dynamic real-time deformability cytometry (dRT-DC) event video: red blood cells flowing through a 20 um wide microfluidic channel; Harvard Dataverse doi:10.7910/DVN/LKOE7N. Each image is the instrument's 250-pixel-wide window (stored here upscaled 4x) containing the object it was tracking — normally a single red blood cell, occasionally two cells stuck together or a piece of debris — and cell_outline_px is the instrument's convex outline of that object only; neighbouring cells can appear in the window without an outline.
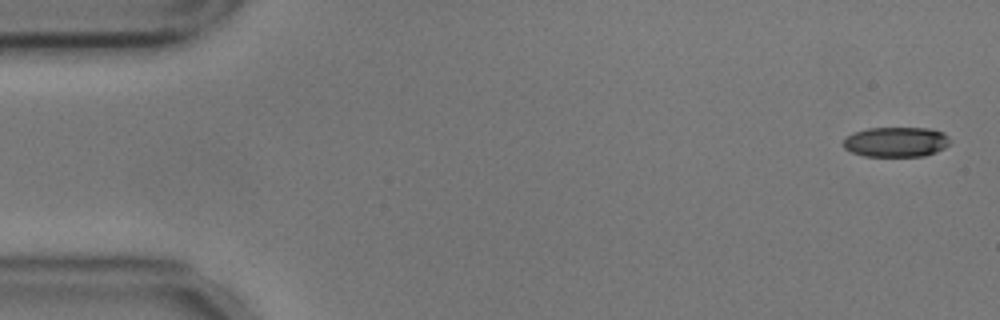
{"species": "common noctule bat (a hibernating species)", "species_latin": "Nyctalus noctula", "temperature_condition": "cold", "stored_images_in_passage": 20, "camera_frame_rate_fps": 3000, "um_per_image_px": 0.085, "animal": {"sex": "male", "body_mass_g": 17.9, "forearm_length_mm": 54.2}, "frame": {"image": 1, "passage_image": 20, "time_ms": 6.333, "image_size_px": [1000, 320], "cell_outline_px": [[948, 144], [944, 148], [936, 152], [924, 156], [864, 156], [852, 152], [844, 148], [840, 144], [848, 136], [856, 132], [868, 128], [928, 128], [944, 132], [948, 136]], "centroid_in_image_um": [76.16, 12.07], "position_along_channel_um": 8.8, "area_um2": 18.61}}